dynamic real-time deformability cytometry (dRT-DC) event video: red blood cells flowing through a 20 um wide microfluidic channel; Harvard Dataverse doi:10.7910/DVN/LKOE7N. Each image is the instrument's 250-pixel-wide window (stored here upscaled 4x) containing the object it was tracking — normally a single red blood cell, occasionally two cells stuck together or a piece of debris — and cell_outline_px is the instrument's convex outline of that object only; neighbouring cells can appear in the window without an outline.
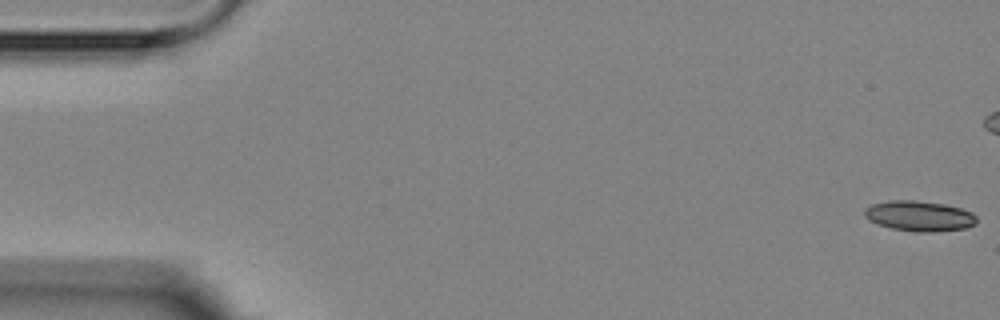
{"species": "Egyptian fruit bat (a non-hibernating species)", "species_latin": "Rousettus aegyptiacus", "temperature_condition": "room temperature", "stored_images_in_passage": 3, "camera_frame_rate_fps": 3000, "um_per_image_px": 0.085, "animal": {"sex": "female"}, "frame": {"image": 1, "passage_image": 1, "time_ms": 0.0, "image_size_px": [1000, 320], "cell_outline_px": [[976, 224], [968, 228], [932, 232], [916, 232], [892, 228], [868, 220], [864, 216], [864, 208], [872, 204], [888, 200], [916, 200], [944, 204], [960, 208], [972, 212], [976, 216]], "centroid_in_image_um": [78.15, 18.36], "position_along_channel_um": 6.9, "area_um2": 19.94}}